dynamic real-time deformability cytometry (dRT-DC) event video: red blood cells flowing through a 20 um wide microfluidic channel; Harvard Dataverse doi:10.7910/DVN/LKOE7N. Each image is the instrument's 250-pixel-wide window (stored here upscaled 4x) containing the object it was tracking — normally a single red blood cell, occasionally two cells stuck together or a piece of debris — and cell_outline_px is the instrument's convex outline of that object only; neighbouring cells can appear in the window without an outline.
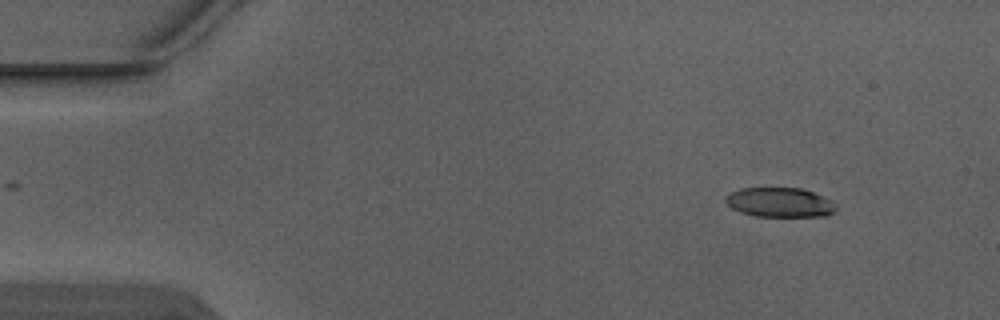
{"species": "Egyptian fruit bat (a non-hibernating species)", "species_latin": "Rousettus aegyptiacus", "temperature_condition": "warm", "stored_images_in_passage": 5, "camera_frame_rate_fps": 3000, "um_per_image_px": 0.085, "animal": {"sex": "male"}, "frame": {"image": 1, "passage_image": 1, "time_ms": 0.0, "image_size_px": [1000, 320], "cell_outline_px": [[836, 208], [832, 212], [824, 216], [756, 216], [740, 212], [732, 208], [724, 200], [724, 196], [740, 188], [804, 188], [832, 200], [836, 204]], "centroid_in_image_um": [66.28, 17.19], "position_along_channel_um": 18.7, "area_um2": 19.02}}
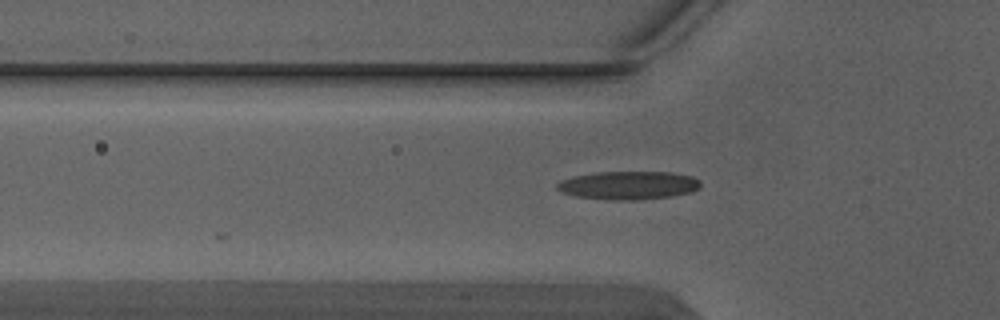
{"frame": {"image": 2, "passage_image": 4, "time_ms": 1.0, "image_size_px": [1000, 320], "cell_outline_px": [[700, 188], [692, 192], [672, 196], [632, 200], [620, 200], [576, 196], [560, 192], [556, 188], [556, 184], [560, 180], [572, 176], [596, 172], [672, 172], [692, 176], [700, 180]], "centroid_in_image_um": [53.42, 15.74], "position_along_channel_um": 72.4, "area_um2": 23.7}}
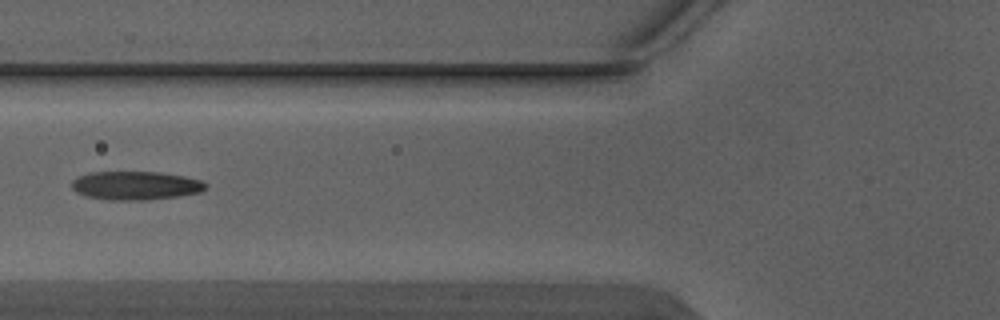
{"frame": {"image": 3, "passage_image": 5, "time_ms": 1.333, "image_size_px": [1000, 320], "cell_outline_px": [[208, 184], [200, 192], [180, 196], [144, 200], [112, 200], [88, 196], [76, 192], [72, 188], [72, 180], [76, 176], [88, 172], [160, 172], [184, 176], [200, 180]], "centroid_in_image_um": [11.51, 15.76], "position_along_channel_um": 114.3, "area_um2": 22.31}}